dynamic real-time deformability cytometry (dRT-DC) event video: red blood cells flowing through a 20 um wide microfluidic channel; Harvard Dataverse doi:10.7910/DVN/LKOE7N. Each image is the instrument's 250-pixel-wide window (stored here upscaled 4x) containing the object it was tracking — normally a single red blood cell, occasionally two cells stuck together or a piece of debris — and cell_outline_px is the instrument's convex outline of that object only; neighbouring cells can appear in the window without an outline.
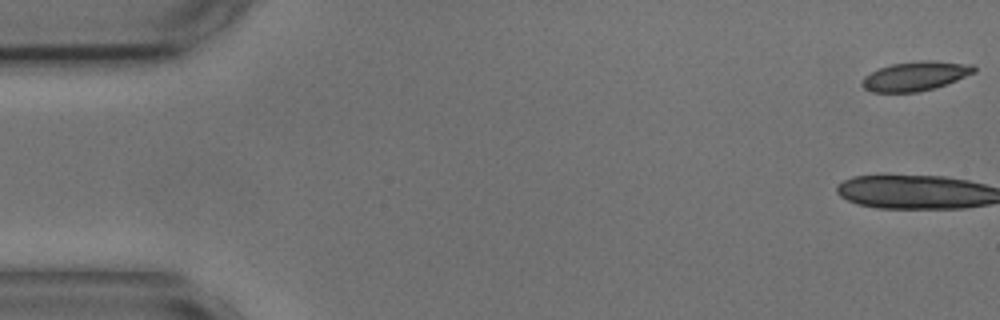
{"species": "common noctule bat (a hibernating species)", "species_latin": "Nyctalus noctula", "temperature_condition": "cold", "stored_images_in_passage": 15, "camera_frame_rate_fps": 3000, "um_per_image_px": 0.085, "animal": {"sex": "male", "body_mass_g": 17.9, "forearm_length_mm": 54.2}, "frame": {"image": 1, "passage_image": 1, "time_ms": 0.0, "image_size_px": [1000, 320], "cell_outline_px": [[976, 72], [936, 88], [916, 92], [872, 92], [864, 88], [860, 84], [864, 76], [880, 68], [892, 64], [920, 60], [936, 60], [972, 64], [976, 68]], "centroid_in_image_um": [77.83, 6.46], "position_along_channel_um": 7.2, "area_um2": 19.19}}